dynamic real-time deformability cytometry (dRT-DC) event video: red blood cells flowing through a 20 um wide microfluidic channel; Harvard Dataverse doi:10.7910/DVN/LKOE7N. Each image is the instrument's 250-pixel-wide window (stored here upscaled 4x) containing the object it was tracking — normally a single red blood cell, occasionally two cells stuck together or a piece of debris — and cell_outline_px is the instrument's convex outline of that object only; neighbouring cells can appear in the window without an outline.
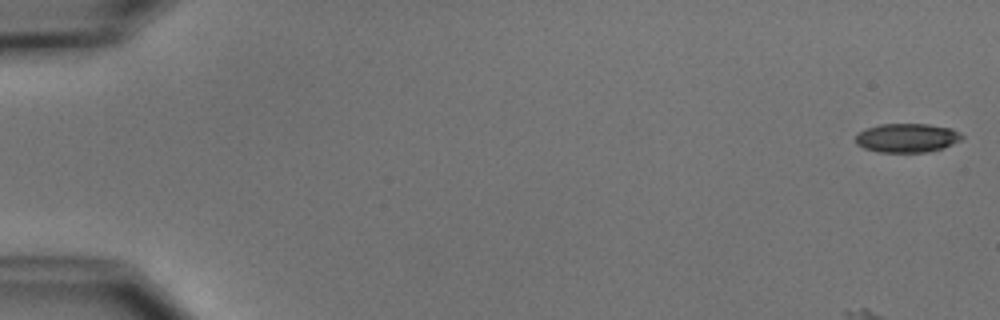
{"species": "common noctule bat (a hibernating species)", "species_latin": "Nyctalus noctula", "temperature_condition": "cold", "stored_images_in_passage": 22, "camera_frame_rate_fps": 3000, "um_per_image_px": 0.085, "animal": {"sex": "male", "body_mass_g": 15.6}, "frame": {"image": 1, "passage_image": 1, "time_ms": 0.0, "image_size_px": [1000, 320], "cell_outline_px": [[964, 136], [960, 140], [944, 148], [928, 152], [880, 152], [864, 148], [856, 144], [856, 136], [860, 132], [868, 128], [880, 124], [928, 124], [952, 128], [960, 132]], "centroid_in_image_um": [77.13, 11.72], "position_along_channel_um": 7.9, "area_um2": 17.92}}